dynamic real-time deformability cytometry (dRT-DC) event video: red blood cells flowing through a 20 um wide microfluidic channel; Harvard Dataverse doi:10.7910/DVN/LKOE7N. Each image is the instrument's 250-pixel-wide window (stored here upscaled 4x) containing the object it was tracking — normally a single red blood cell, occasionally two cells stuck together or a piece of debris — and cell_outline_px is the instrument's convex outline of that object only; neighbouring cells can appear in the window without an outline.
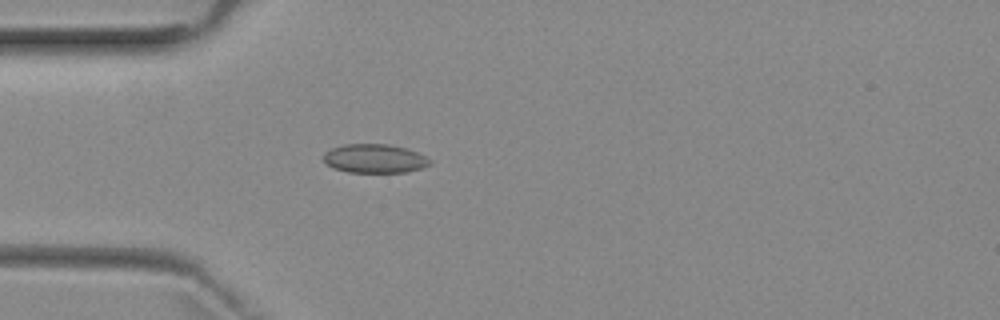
{"species": "common noctule bat (a hibernating species)", "species_latin": "Nyctalus noctula", "temperature_condition": "room temperature", "stored_images_in_passage": 3, "camera_frame_rate_fps": 3000, "um_per_image_px": 0.085, "animal": {"sex": "female", "body_mass_g": 29.2, "forearm_length_mm": 56.3}, "frame": {"image": 1, "passage_image": 3, "time_ms": 3.333, "image_size_px": [1000, 320], "cell_outline_px": [[432, 164], [408, 172], [348, 172], [332, 168], [324, 160], [324, 152], [332, 148], [344, 144], [388, 144], [408, 148], [432, 160]], "centroid_in_image_um": [31.85, 13.47], "position_along_channel_um": 53.1, "area_um2": 17.92}}